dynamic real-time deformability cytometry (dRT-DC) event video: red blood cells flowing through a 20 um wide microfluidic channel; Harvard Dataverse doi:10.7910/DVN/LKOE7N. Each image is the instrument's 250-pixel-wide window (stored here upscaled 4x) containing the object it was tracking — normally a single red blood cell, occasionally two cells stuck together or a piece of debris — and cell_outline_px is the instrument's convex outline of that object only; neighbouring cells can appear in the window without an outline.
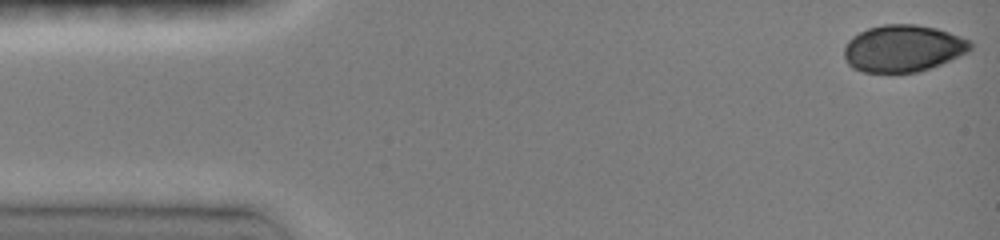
{"species": "common noctule bat (a hibernating species)", "species_latin": "Nyctalus noctula", "temperature_condition": "room temperature", "stored_images_in_passage": 71, "camera_frame_rate_fps": 3000, "um_per_image_px": 0.085, "animal": {"sex": "female", "body_mass_g": 19.0, "forearm_length_mm": 51.5}, "frame": {"image": 1, "passage_image": 1, "time_ms": 0.0, "image_size_px": [1000, 240], "cell_outline_px": [[972, 48], [968, 52], [940, 64], [916, 72], [864, 72], [852, 68], [848, 64], [844, 56], [844, 48], [848, 40], [852, 36], [868, 28], [884, 24], [916, 24], [936, 28], [972, 40]], "centroid_in_image_um": [76.75, 4.1], "position_along_channel_um": 8.2, "area_um2": 34.51}}